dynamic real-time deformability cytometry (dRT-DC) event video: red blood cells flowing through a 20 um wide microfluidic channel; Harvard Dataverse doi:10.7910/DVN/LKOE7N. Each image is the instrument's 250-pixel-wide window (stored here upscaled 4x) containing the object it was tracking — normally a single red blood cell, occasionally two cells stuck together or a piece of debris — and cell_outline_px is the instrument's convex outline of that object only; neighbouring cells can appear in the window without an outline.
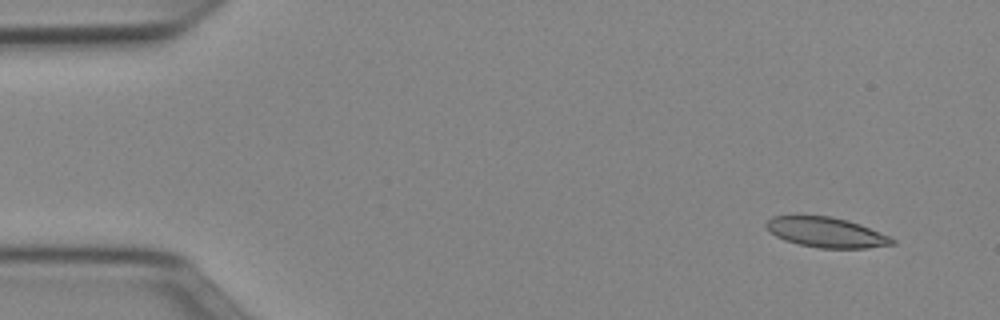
{"species": "Egyptian fruit bat (a non-hibernating species)", "species_latin": "Rousettus aegyptiacus", "temperature_condition": "cold", "stored_images_in_passage": 48, "camera_frame_rate_fps": 3000, "um_per_image_px": 0.085, "animal": {"sex": "female"}, "frame": {"image": 1, "passage_image": 1, "time_ms": 0.0, "image_size_px": [1000, 320], "cell_outline_px": [[896, 244], [868, 248], [820, 248], [800, 244], [784, 240], [776, 236], [764, 224], [772, 216], [832, 216], [848, 220], [860, 224], [888, 236], [896, 240]], "centroid_in_image_um": [70.26, 19.75], "position_along_channel_um": 14.7, "area_um2": 21.91}}
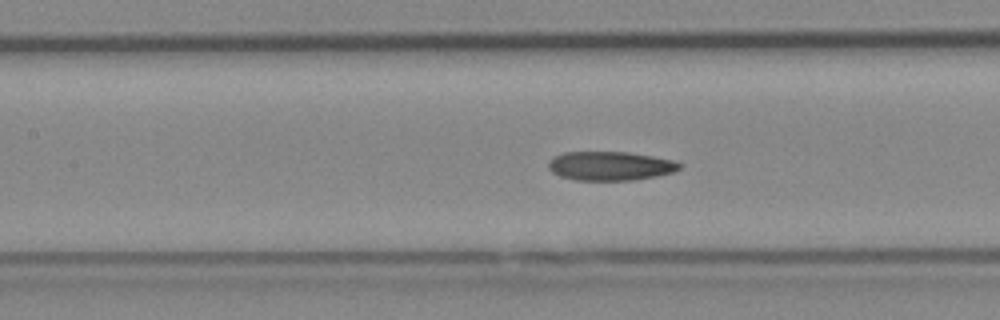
{"frame": {"image": 2, "passage_image": 20, "time_ms": 6.333, "image_size_px": [1000, 320], "cell_outline_px": [[684, 164], [680, 168], [672, 172], [656, 176], [632, 180], [576, 180], [560, 176], [552, 172], [548, 168], [548, 160], [552, 156], [564, 152], [628, 152], [652, 156], [672, 160]], "centroid_in_image_um": [51.83, 14.1], "position_along_channel_um": 155.6, "area_um2": 22.2}}
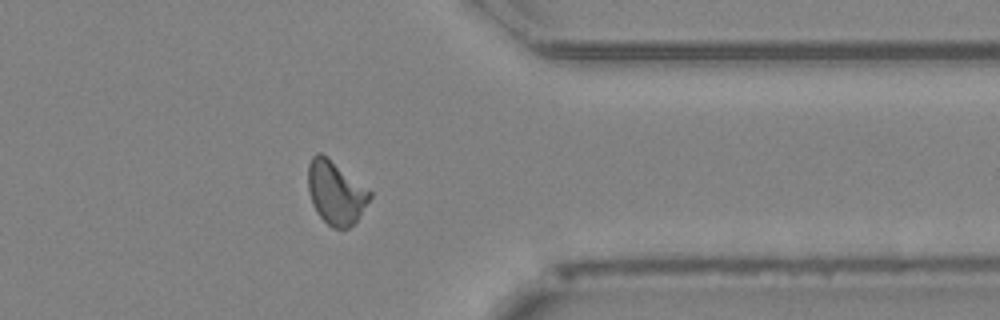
{"frame": {"image": 3, "passage_image": 38, "time_ms": 12.333, "image_size_px": [1000, 320], "cell_outline_px": [[372, 196], [356, 220], [348, 228], [332, 228], [316, 212], [312, 204], [308, 188], [308, 164], [312, 156], [316, 152], [320, 152], [372, 192]], "centroid_in_image_um": [28.51, 16.37], "position_along_channel_um": 382.9, "area_um2": 22.37}, "authors_computed_cell_mechanics": {"area_um2": 22.5131, "velocity_mm_per_s": 3.9549, "shape_relaxation_time_tau1_ms": null, "shape_relaxation_time_tau2_ms": 3.6893, "deformation_change_tau1": null, "deformation_change_tau2": 0.1148}}